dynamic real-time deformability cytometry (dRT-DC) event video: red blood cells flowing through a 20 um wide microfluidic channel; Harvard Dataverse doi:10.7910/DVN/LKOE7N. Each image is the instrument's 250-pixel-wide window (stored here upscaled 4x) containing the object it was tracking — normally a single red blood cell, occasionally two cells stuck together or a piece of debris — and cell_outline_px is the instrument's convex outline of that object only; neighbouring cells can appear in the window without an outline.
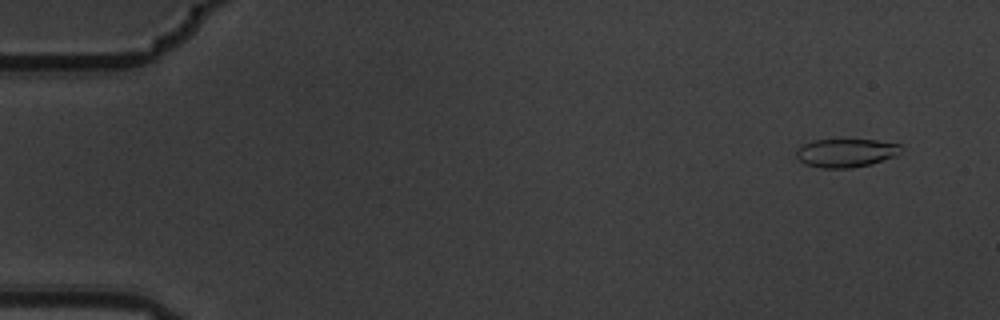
{"species": "common noctule bat (a hibernating species)", "species_latin": "Nyctalus noctula", "temperature_condition": "warm", "stored_images_in_passage": 5, "camera_frame_rate_fps": 3000, "um_per_image_px": 0.085, "animal": {"sex": "male", "body_mass_g": 19.5, "forearm_length_mm": 54.6}, "frame": {"image": 1, "passage_image": 1, "time_ms": 0.0, "image_size_px": [1000, 320], "cell_outline_px": [[900, 152], [892, 156], [872, 164], [852, 168], [820, 168], [804, 164], [796, 156], [796, 148], [812, 140], [876, 140], [900, 144]], "centroid_in_image_um": [71.85, 13.0], "position_along_channel_um": 13.2, "area_um2": 17.28}}